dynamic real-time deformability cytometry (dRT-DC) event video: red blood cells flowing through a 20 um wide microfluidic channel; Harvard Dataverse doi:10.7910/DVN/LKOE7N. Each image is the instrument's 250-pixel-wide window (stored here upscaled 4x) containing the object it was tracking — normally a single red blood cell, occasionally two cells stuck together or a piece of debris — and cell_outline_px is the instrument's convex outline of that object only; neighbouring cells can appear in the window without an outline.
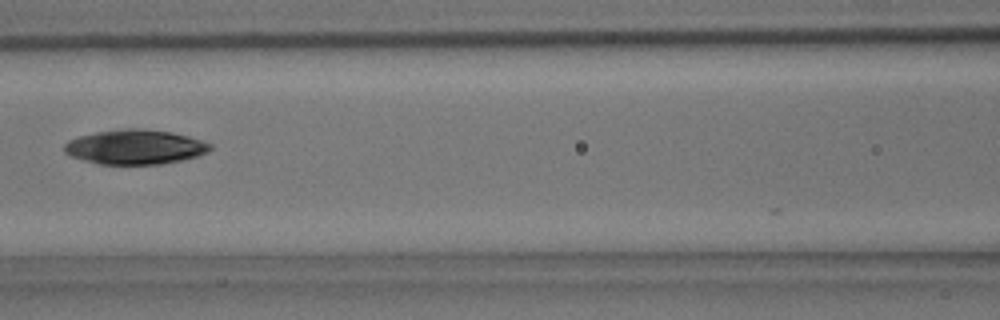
{"species": "common noctule bat (a hibernating species)", "species_latin": "Nyctalus noctula", "temperature_condition": "room temperature", "stored_images_in_passage": 7, "camera_frame_rate_fps": 3000, "um_per_image_px": 0.085, "animal": {"sex": "male", "body_mass_g": 15.6}, "frame": {"image": 1, "passage_image": 6, "time_ms": 5.667, "image_size_px": [1000, 320], "cell_outline_px": [[212, 148], [208, 152], [200, 156], [184, 160], [160, 164], [100, 164], [84, 160], [72, 156], [64, 152], [64, 144], [68, 140], [80, 136], [96, 132], [124, 128], [144, 128], [172, 132], [188, 136], [212, 144]], "centroid_in_image_um": [11.52, 12.49], "position_along_channel_um": 155.1, "area_um2": 29.59}}
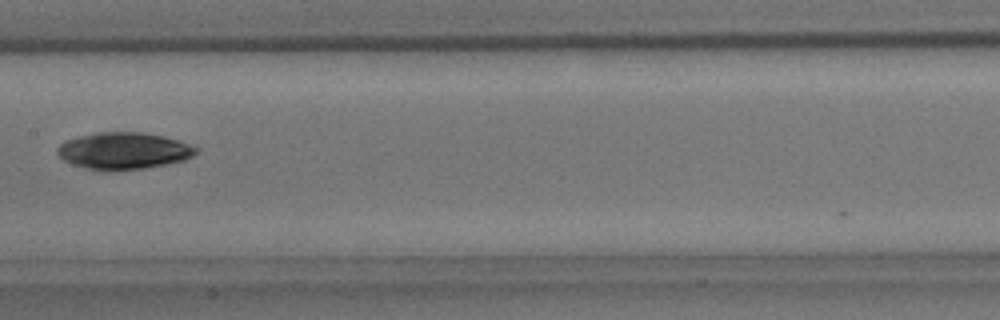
{"frame": {"image": 2, "passage_image": 7, "time_ms": 6.667, "image_size_px": [1000, 320], "cell_outline_px": [[200, 148], [192, 156], [184, 160], [168, 164], [144, 168], [88, 168], [72, 164], [64, 160], [56, 152], [56, 148], [64, 140], [96, 132], [144, 132], [164, 136]], "centroid_in_image_um": [10.52, 12.78], "position_along_channel_um": 196.9, "area_um2": 29.13}}